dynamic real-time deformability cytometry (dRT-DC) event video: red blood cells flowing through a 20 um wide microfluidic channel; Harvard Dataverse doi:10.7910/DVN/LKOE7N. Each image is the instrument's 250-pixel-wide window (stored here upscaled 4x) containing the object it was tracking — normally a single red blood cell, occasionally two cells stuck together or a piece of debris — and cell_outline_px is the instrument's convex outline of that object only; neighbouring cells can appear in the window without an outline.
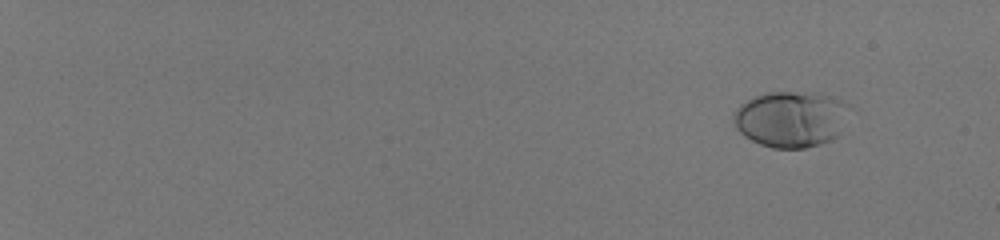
{"species": "human", "species_latin": "Homo sapiens", "temperature_condition": "room temperature", "stored_images_in_passage": 52, "camera_frame_rate_fps": 3000, "um_per_image_px": 0.085, "donor": {"sex": "male"}, "frame": {"image": 1, "passage_image": 1, "time_ms": 0.0, "image_size_px": [1000, 240], "cell_outline_px": [[848, 104], [836, 136], [832, 140], [820, 144], [804, 148], [772, 148], [760, 144], [744, 136], [736, 128], [732, 120], [732, 116], [736, 108], [740, 104], [756, 96], [768, 92], [816, 92], [832, 96]], "centroid_in_image_um": [67.16, 10.11], "position_along_channel_um": 17.8, "area_um2": 37.51}}
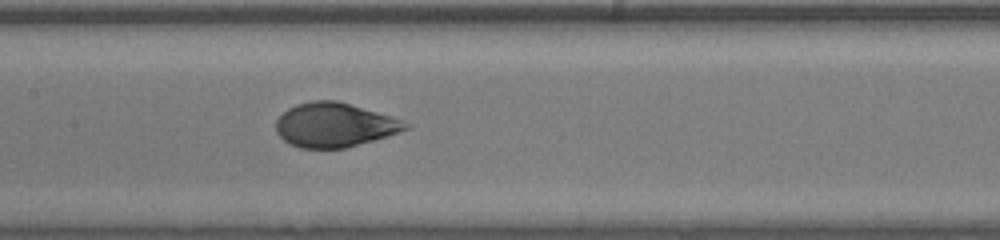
{"frame": {"image": 2, "passage_image": 30, "time_ms": 9.667, "image_size_px": [1000, 240], "cell_outline_px": [[412, 124], [408, 128], [400, 132], [388, 136], [344, 148], [300, 148], [284, 140], [276, 132], [276, 120], [288, 108], [296, 104], [312, 100], [336, 100], [392, 116], [404, 120]], "centroid_in_image_um": [28.45, 10.61], "position_along_channel_um": 178.9, "area_um2": 33.35}}
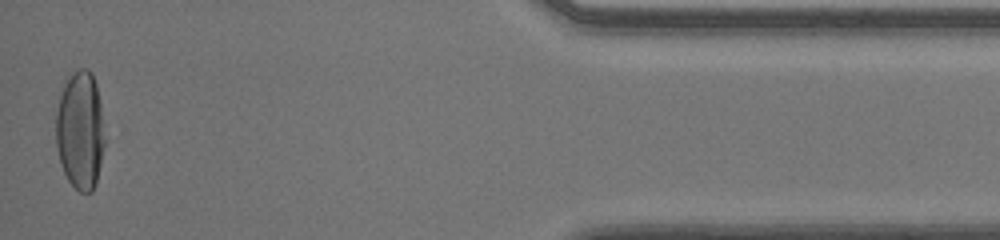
{"frame": {"image": 3, "passage_image": 52, "time_ms": 17.0, "image_size_px": [1000, 240], "cell_outline_px": [[104, 144], [96, 184], [92, 192], [80, 192], [68, 180], [64, 172], [60, 160], [56, 144], [56, 112], [60, 96], [68, 72], [80, 68], [88, 68], [92, 72], [96, 84], [100, 104], [104, 140]], "centroid_in_image_um": [6.8, 11.03], "position_along_channel_um": 428.4, "area_um2": 33.58}, "authors_computed_cell_mechanics": {"area_um2": 33.6107, "velocity_mm_per_s": 4.068, "shape_relaxation_time_tau1_ms": 4.6279, "shape_relaxation_time_tau2_ms": null, "deformation_change_tau1": 0.2068, "deformation_change_tau2": null}}